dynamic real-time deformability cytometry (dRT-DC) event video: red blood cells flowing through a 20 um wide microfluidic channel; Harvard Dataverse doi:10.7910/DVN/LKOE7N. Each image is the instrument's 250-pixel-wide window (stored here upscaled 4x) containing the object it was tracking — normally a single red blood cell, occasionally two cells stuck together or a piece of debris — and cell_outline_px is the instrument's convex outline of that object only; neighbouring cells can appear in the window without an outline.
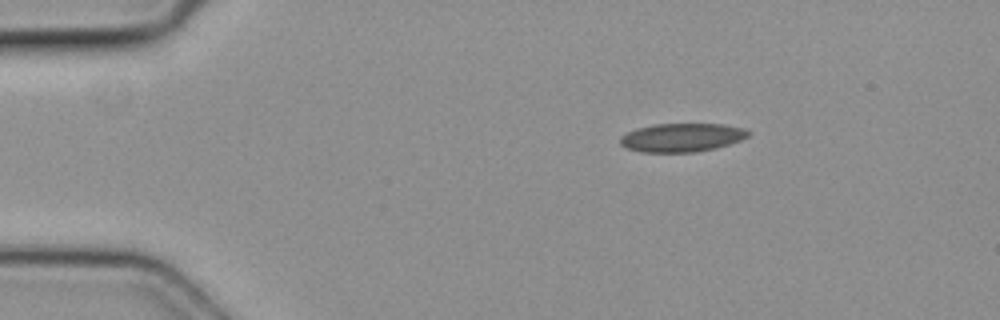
{"species": "common noctule bat (a hibernating species)", "species_latin": "Nyctalus noctula", "temperature_condition": "cold", "stored_images_in_passage": 2, "camera_frame_rate_fps": 3000, "um_per_image_px": 0.085, "animal": {"sex": "female", "body_mass_g": 19.3, "forearm_length_mm": 54.1}, "frame": {"image": 1, "passage_image": 2, "time_ms": 0.333, "image_size_px": [1000, 320], "cell_outline_px": [[752, 132], [748, 136], [740, 140], [716, 148], [696, 152], [640, 152], [628, 148], [620, 144], [620, 136], [636, 128], [656, 124], [724, 124], [744, 128]], "centroid_in_image_um": [57.97, 11.69], "position_along_channel_um": 27.0, "area_um2": 21.33}}